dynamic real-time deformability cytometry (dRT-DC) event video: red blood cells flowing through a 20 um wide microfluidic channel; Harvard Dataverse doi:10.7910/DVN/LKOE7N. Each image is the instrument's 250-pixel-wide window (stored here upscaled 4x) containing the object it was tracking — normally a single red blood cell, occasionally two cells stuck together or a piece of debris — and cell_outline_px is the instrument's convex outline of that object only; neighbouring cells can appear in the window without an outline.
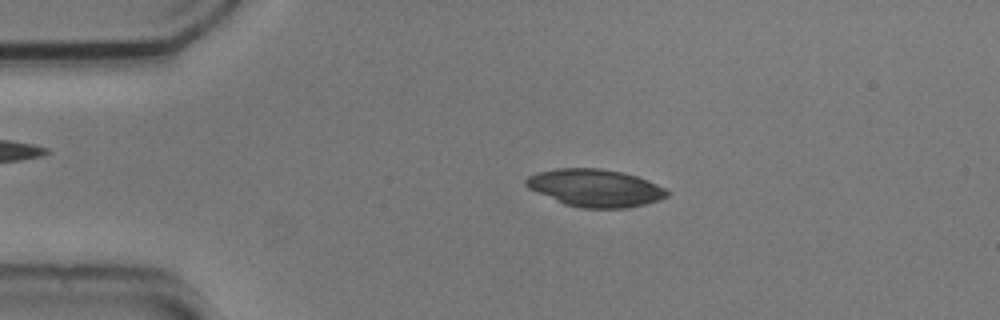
{"species": "common noctule bat (a hibernating species)", "species_latin": "Nyctalus noctula", "temperature_condition": "cold", "stored_images_in_passage": 17, "camera_frame_rate_fps": 3000, "um_per_image_px": 0.085, "animal": {"sex": "male", "body_mass_g": 20.5, "forearm_length_mm": 52.5}, "frame": {"image": 1, "passage_image": 10, "time_ms": 3.0, "image_size_px": [1000, 320], "cell_outline_px": [[672, 192], [668, 196], [660, 200], [644, 204], [624, 208], [580, 208], [564, 204], [536, 192], [528, 188], [524, 184], [524, 180], [528, 176], [536, 172], [556, 168], [600, 168], [620, 172], [636, 176], [656, 184]], "centroid_in_image_um": [50.56, 15.97], "position_along_channel_um": 34.4, "area_um2": 30.92}}